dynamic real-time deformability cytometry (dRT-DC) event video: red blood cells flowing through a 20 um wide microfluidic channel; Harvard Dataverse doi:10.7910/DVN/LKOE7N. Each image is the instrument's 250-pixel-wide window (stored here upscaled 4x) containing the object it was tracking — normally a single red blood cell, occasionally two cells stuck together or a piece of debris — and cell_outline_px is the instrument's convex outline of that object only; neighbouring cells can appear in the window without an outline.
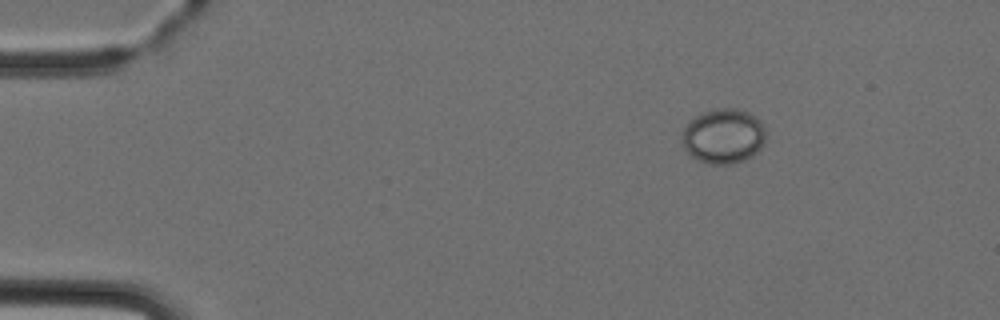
{"species": "Egyptian fruit bat (a non-hibernating species)", "species_latin": "Rousettus aegyptiacus", "temperature_condition": "cold", "stored_images_in_passage": 3, "camera_frame_rate_fps": 3000, "um_per_image_px": 0.085, "animal": {"sex": "female"}, "frame": {"image": 1, "passage_image": 1, "time_ms": 0.0, "image_size_px": [1000, 320], "cell_outline_px": [[764, 144], [752, 156], [744, 160], [728, 164], [712, 164], [700, 160], [692, 156], [684, 148], [684, 128], [688, 120], [704, 112], [720, 108], [736, 108], [748, 112], [756, 116], [760, 120], [764, 128]], "centroid_in_image_um": [61.51, 11.55], "position_along_channel_um": 23.5, "area_um2": 26.47}}